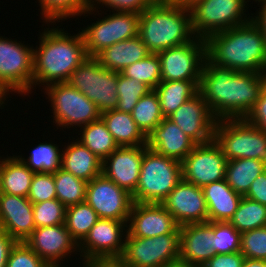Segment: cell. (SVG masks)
I'll list each match as a JSON object with an SVG mask.
<instances>
[{
    "label": "cell",
    "mask_w": 266,
    "mask_h": 267,
    "mask_svg": "<svg viewBox=\"0 0 266 267\" xmlns=\"http://www.w3.org/2000/svg\"><path fill=\"white\" fill-rule=\"evenodd\" d=\"M240 252L245 258L266 260V227L241 233Z\"/></svg>",
    "instance_id": "7bdbcfd3"
},
{
    "label": "cell",
    "mask_w": 266,
    "mask_h": 267,
    "mask_svg": "<svg viewBox=\"0 0 266 267\" xmlns=\"http://www.w3.org/2000/svg\"><path fill=\"white\" fill-rule=\"evenodd\" d=\"M202 189L208 209V221L229 222L243 196L236 193L225 179L205 185Z\"/></svg>",
    "instance_id": "484cf974"
},
{
    "label": "cell",
    "mask_w": 266,
    "mask_h": 267,
    "mask_svg": "<svg viewBox=\"0 0 266 267\" xmlns=\"http://www.w3.org/2000/svg\"><path fill=\"white\" fill-rule=\"evenodd\" d=\"M138 128L147 137L164 119L160 102L155 90L141 97L131 112Z\"/></svg>",
    "instance_id": "d6a6232c"
},
{
    "label": "cell",
    "mask_w": 266,
    "mask_h": 267,
    "mask_svg": "<svg viewBox=\"0 0 266 267\" xmlns=\"http://www.w3.org/2000/svg\"><path fill=\"white\" fill-rule=\"evenodd\" d=\"M180 234H163L150 238L125 237L121 267H178Z\"/></svg>",
    "instance_id": "52a82bcc"
},
{
    "label": "cell",
    "mask_w": 266,
    "mask_h": 267,
    "mask_svg": "<svg viewBox=\"0 0 266 267\" xmlns=\"http://www.w3.org/2000/svg\"><path fill=\"white\" fill-rule=\"evenodd\" d=\"M41 142L29 154V157L18 155L27 167L34 173H55L61 168V153L59 145L50 142Z\"/></svg>",
    "instance_id": "d590c367"
},
{
    "label": "cell",
    "mask_w": 266,
    "mask_h": 267,
    "mask_svg": "<svg viewBox=\"0 0 266 267\" xmlns=\"http://www.w3.org/2000/svg\"><path fill=\"white\" fill-rule=\"evenodd\" d=\"M41 19L49 27L50 23L82 16L89 7V0H38ZM49 24V25H48Z\"/></svg>",
    "instance_id": "836d02e7"
},
{
    "label": "cell",
    "mask_w": 266,
    "mask_h": 267,
    "mask_svg": "<svg viewBox=\"0 0 266 267\" xmlns=\"http://www.w3.org/2000/svg\"><path fill=\"white\" fill-rule=\"evenodd\" d=\"M266 73L239 72L205 59L199 93L217 120L241 119L258 101Z\"/></svg>",
    "instance_id": "6da1fadb"
},
{
    "label": "cell",
    "mask_w": 266,
    "mask_h": 267,
    "mask_svg": "<svg viewBox=\"0 0 266 267\" xmlns=\"http://www.w3.org/2000/svg\"><path fill=\"white\" fill-rule=\"evenodd\" d=\"M212 234L215 254L240 252L241 233L229 222H212Z\"/></svg>",
    "instance_id": "60d3db41"
},
{
    "label": "cell",
    "mask_w": 266,
    "mask_h": 267,
    "mask_svg": "<svg viewBox=\"0 0 266 267\" xmlns=\"http://www.w3.org/2000/svg\"><path fill=\"white\" fill-rule=\"evenodd\" d=\"M196 143L174 122L164 118L147 136V147L155 152L182 162Z\"/></svg>",
    "instance_id": "cb8c5ba5"
},
{
    "label": "cell",
    "mask_w": 266,
    "mask_h": 267,
    "mask_svg": "<svg viewBox=\"0 0 266 267\" xmlns=\"http://www.w3.org/2000/svg\"><path fill=\"white\" fill-rule=\"evenodd\" d=\"M143 156L144 146L118 147L102 161V174L132 195L139 181Z\"/></svg>",
    "instance_id": "44dd1931"
},
{
    "label": "cell",
    "mask_w": 266,
    "mask_h": 267,
    "mask_svg": "<svg viewBox=\"0 0 266 267\" xmlns=\"http://www.w3.org/2000/svg\"><path fill=\"white\" fill-rule=\"evenodd\" d=\"M229 223L240 233L266 227V205L243 196Z\"/></svg>",
    "instance_id": "8d00e7d4"
},
{
    "label": "cell",
    "mask_w": 266,
    "mask_h": 267,
    "mask_svg": "<svg viewBox=\"0 0 266 267\" xmlns=\"http://www.w3.org/2000/svg\"><path fill=\"white\" fill-rule=\"evenodd\" d=\"M16 240L0 229V267H6L10 251L16 244Z\"/></svg>",
    "instance_id": "f907efd6"
},
{
    "label": "cell",
    "mask_w": 266,
    "mask_h": 267,
    "mask_svg": "<svg viewBox=\"0 0 266 267\" xmlns=\"http://www.w3.org/2000/svg\"><path fill=\"white\" fill-rule=\"evenodd\" d=\"M35 227L56 226L65 223L66 207L56 198L33 203Z\"/></svg>",
    "instance_id": "b9f144b4"
},
{
    "label": "cell",
    "mask_w": 266,
    "mask_h": 267,
    "mask_svg": "<svg viewBox=\"0 0 266 267\" xmlns=\"http://www.w3.org/2000/svg\"><path fill=\"white\" fill-rule=\"evenodd\" d=\"M67 82L91 100L101 113L118 106V72L102 67L95 57L86 58Z\"/></svg>",
    "instance_id": "30bf717a"
},
{
    "label": "cell",
    "mask_w": 266,
    "mask_h": 267,
    "mask_svg": "<svg viewBox=\"0 0 266 267\" xmlns=\"http://www.w3.org/2000/svg\"><path fill=\"white\" fill-rule=\"evenodd\" d=\"M54 175L57 199L65 206L85 202L87 182L59 168Z\"/></svg>",
    "instance_id": "74e56055"
},
{
    "label": "cell",
    "mask_w": 266,
    "mask_h": 267,
    "mask_svg": "<svg viewBox=\"0 0 266 267\" xmlns=\"http://www.w3.org/2000/svg\"><path fill=\"white\" fill-rule=\"evenodd\" d=\"M162 81H200L206 59L205 39L196 37L185 44L157 53Z\"/></svg>",
    "instance_id": "5bb4252c"
},
{
    "label": "cell",
    "mask_w": 266,
    "mask_h": 267,
    "mask_svg": "<svg viewBox=\"0 0 266 267\" xmlns=\"http://www.w3.org/2000/svg\"><path fill=\"white\" fill-rule=\"evenodd\" d=\"M138 36L150 53L190 42L196 36L190 9L157 0L140 14Z\"/></svg>",
    "instance_id": "277c9868"
},
{
    "label": "cell",
    "mask_w": 266,
    "mask_h": 267,
    "mask_svg": "<svg viewBox=\"0 0 266 267\" xmlns=\"http://www.w3.org/2000/svg\"><path fill=\"white\" fill-rule=\"evenodd\" d=\"M244 119L266 133V82L262 87L258 101Z\"/></svg>",
    "instance_id": "7dc6e473"
},
{
    "label": "cell",
    "mask_w": 266,
    "mask_h": 267,
    "mask_svg": "<svg viewBox=\"0 0 266 267\" xmlns=\"http://www.w3.org/2000/svg\"><path fill=\"white\" fill-rule=\"evenodd\" d=\"M61 168L77 178L90 182L102 174V161L76 139L68 142L62 149Z\"/></svg>",
    "instance_id": "d4e9b609"
},
{
    "label": "cell",
    "mask_w": 266,
    "mask_h": 267,
    "mask_svg": "<svg viewBox=\"0 0 266 267\" xmlns=\"http://www.w3.org/2000/svg\"><path fill=\"white\" fill-rule=\"evenodd\" d=\"M247 2L249 1L201 0L197 2L190 8L195 36L206 39L214 33L248 23L252 16L245 13Z\"/></svg>",
    "instance_id": "ba28073f"
},
{
    "label": "cell",
    "mask_w": 266,
    "mask_h": 267,
    "mask_svg": "<svg viewBox=\"0 0 266 267\" xmlns=\"http://www.w3.org/2000/svg\"><path fill=\"white\" fill-rule=\"evenodd\" d=\"M127 233L133 237L150 238L180 234V226L161 203L134 202L127 221Z\"/></svg>",
    "instance_id": "ac0fdd59"
},
{
    "label": "cell",
    "mask_w": 266,
    "mask_h": 267,
    "mask_svg": "<svg viewBox=\"0 0 266 267\" xmlns=\"http://www.w3.org/2000/svg\"><path fill=\"white\" fill-rule=\"evenodd\" d=\"M46 29L40 33L39 46L34 49L32 89L39 84L44 89L67 82L71 73L88 58L80 30L70 36L59 26Z\"/></svg>",
    "instance_id": "3957f363"
},
{
    "label": "cell",
    "mask_w": 266,
    "mask_h": 267,
    "mask_svg": "<svg viewBox=\"0 0 266 267\" xmlns=\"http://www.w3.org/2000/svg\"><path fill=\"white\" fill-rule=\"evenodd\" d=\"M182 180V163L144 145L140 176L133 202L162 203Z\"/></svg>",
    "instance_id": "5b68a950"
},
{
    "label": "cell",
    "mask_w": 266,
    "mask_h": 267,
    "mask_svg": "<svg viewBox=\"0 0 266 267\" xmlns=\"http://www.w3.org/2000/svg\"><path fill=\"white\" fill-rule=\"evenodd\" d=\"M200 81H161L154 89L158 95L164 118L171 116L183 103L199 91Z\"/></svg>",
    "instance_id": "f546056e"
},
{
    "label": "cell",
    "mask_w": 266,
    "mask_h": 267,
    "mask_svg": "<svg viewBox=\"0 0 266 267\" xmlns=\"http://www.w3.org/2000/svg\"><path fill=\"white\" fill-rule=\"evenodd\" d=\"M0 36V84L10 93H32L34 46Z\"/></svg>",
    "instance_id": "8fae6325"
},
{
    "label": "cell",
    "mask_w": 266,
    "mask_h": 267,
    "mask_svg": "<svg viewBox=\"0 0 266 267\" xmlns=\"http://www.w3.org/2000/svg\"><path fill=\"white\" fill-rule=\"evenodd\" d=\"M168 119L196 144L213 140L217 119L199 92L183 103Z\"/></svg>",
    "instance_id": "d6986e66"
},
{
    "label": "cell",
    "mask_w": 266,
    "mask_h": 267,
    "mask_svg": "<svg viewBox=\"0 0 266 267\" xmlns=\"http://www.w3.org/2000/svg\"><path fill=\"white\" fill-rule=\"evenodd\" d=\"M156 1L157 0H89V7L83 14L84 16L87 13L88 15L94 14V12L98 10L100 4L101 6L105 5L106 8H110L114 12H132L141 14Z\"/></svg>",
    "instance_id": "ee69618b"
},
{
    "label": "cell",
    "mask_w": 266,
    "mask_h": 267,
    "mask_svg": "<svg viewBox=\"0 0 266 267\" xmlns=\"http://www.w3.org/2000/svg\"><path fill=\"white\" fill-rule=\"evenodd\" d=\"M149 54L141 38L136 36L104 48L95 58L102 67L121 73L126 66L142 60Z\"/></svg>",
    "instance_id": "4316f807"
},
{
    "label": "cell",
    "mask_w": 266,
    "mask_h": 267,
    "mask_svg": "<svg viewBox=\"0 0 266 267\" xmlns=\"http://www.w3.org/2000/svg\"><path fill=\"white\" fill-rule=\"evenodd\" d=\"M77 140L85 145L101 161L113 153L119 146L100 118L80 128Z\"/></svg>",
    "instance_id": "1f68e13d"
},
{
    "label": "cell",
    "mask_w": 266,
    "mask_h": 267,
    "mask_svg": "<svg viewBox=\"0 0 266 267\" xmlns=\"http://www.w3.org/2000/svg\"><path fill=\"white\" fill-rule=\"evenodd\" d=\"M126 234L127 221L99 218L79 244L80 260L117 262L123 254Z\"/></svg>",
    "instance_id": "7c38bea8"
},
{
    "label": "cell",
    "mask_w": 266,
    "mask_h": 267,
    "mask_svg": "<svg viewBox=\"0 0 266 267\" xmlns=\"http://www.w3.org/2000/svg\"><path fill=\"white\" fill-rule=\"evenodd\" d=\"M257 2H258V5L259 4L261 5L259 6L261 9L258 8L259 11L258 10L256 11V14H255L256 16L252 13L251 15H252V19L260 26V28L264 32L265 40H266V0H259Z\"/></svg>",
    "instance_id": "816d5d0a"
},
{
    "label": "cell",
    "mask_w": 266,
    "mask_h": 267,
    "mask_svg": "<svg viewBox=\"0 0 266 267\" xmlns=\"http://www.w3.org/2000/svg\"><path fill=\"white\" fill-rule=\"evenodd\" d=\"M35 228L33 203L28 197L0 193V229L22 242Z\"/></svg>",
    "instance_id": "603a6c76"
},
{
    "label": "cell",
    "mask_w": 266,
    "mask_h": 267,
    "mask_svg": "<svg viewBox=\"0 0 266 267\" xmlns=\"http://www.w3.org/2000/svg\"><path fill=\"white\" fill-rule=\"evenodd\" d=\"M140 14L114 12L81 29L88 57L104 48L138 36Z\"/></svg>",
    "instance_id": "4fadbf2b"
},
{
    "label": "cell",
    "mask_w": 266,
    "mask_h": 267,
    "mask_svg": "<svg viewBox=\"0 0 266 267\" xmlns=\"http://www.w3.org/2000/svg\"><path fill=\"white\" fill-rule=\"evenodd\" d=\"M245 197L266 205V171L255 179Z\"/></svg>",
    "instance_id": "681fc988"
},
{
    "label": "cell",
    "mask_w": 266,
    "mask_h": 267,
    "mask_svg": "<svg viewBox=\"0 0 266 267\" xmlns=\"http://www.w3.org/2000/svg\"><path fill=\"white\" fill-rule=\"evenodd\" d=\"M83 267H121L117 262H83Z\"/></svg>",
    "instance_id": "db71d44e"
},
{
    "label": "cell",
    "mask_w": 266,
    "mask_h": 267,
    "mask_svg": "<svg viewBox=\"0 0 266 267\" xmlns=\"http://www.w3.org/2000/svg\"><path fill=\"white\" fill-rule=\"evenodd\" d=\"M34 174L17 155L0 156V193L28 197Z\"/></svg>",
    "instance_id": "83f0119b"
},
{
    "label": "cell",
    "mask_w": 266,
    "mask_h": 267,
    "mask_svg": "<svg viewBox=\"0 0 266 267\" xmlns=\"http://www.w3.org/2000/svg\"><path fill=\"white\" fill-rule=\"evenodd\" d=\"M95 210L86 202L66 207L65 225L78 245L98 221Z\"/></svg>",
    "instance_id": "e575fe53"
},
{
    "label": "cell",
    "mask_w": 266,
    "mask_h": 267,
    "mask_svg": "<svg viewBox=\"0 0 266 267\" xmlns=\"http://www.w3.org/2000/svg\"><path fill=\"white\" fill-rule=\"evenodd\" d=\"M213 139L228 161L248 158L266 164V133L244 118L217 120Z\"/></svg>",
    "instance_id": "8992f818"
},
{
    "label": "cell",
    "mask_w": 266,
    "mask_h": 267,
    "mask_svg": "<svg viewBox=\"0 0 266 267\" xmlns=\"http://www.w3.org/2000/svg\"><path fill=\"white\" fill-rule=\"evenodd\" d=\"M24 242L50 267H65L61 266L60 261L70 258L75 251V255L79 252V245L72 238L65 223L37 227Z\"/></svg>",
    "instance_id": "e0dca14e"
},
{
    "label": "cell",
    "mask_w": 266,
    "mask_h": 267,
    "mask_svg": "<svg viewBox=\"0 0 266 267\" xmlns=\"http://www.w3.org/2000/svg\"><path fill=\"white\" fill-rule=\"evenodd\" d=\"M266 164L257 159L240 158L227 161L225 180L238 194L245 196L251 184L263 172Z\"/></svg>",
    "instance_id": "4dcf8cb0"
},
{
    "label": "cell",
    "mask_w": 266,
    "mask_h": 267,
    "mask_svg": "<svg viewBox=\"0 0 266 267\" xmlns=\"http://www.w3.org/2000/svg\"><path fill=\"white\" fill-rule=\"evenodd\" d=\"M9 93L3 88V86L0 84V109H4V105L6 104L5 101L7 100ZM7 97V98H6ZM3 107V108H2Z\"/></svg>",
    "instance_id": "9f6ffc18"
},
{
    "label": "cell",
    "mask_w": 266,
    "mask_h": 267,
    "mask_svg": "<svg viewBox=\"0 0 266 267\" xmlns=\"http://www.w3.org/2000/svg\"><path fill=\"white\" fill-rule=\"evenodd\" d=\"M55 181L53 173H35L28 193L32 203L56 199Z\"/></svg>",
    "instance_id": "f6af8a7d"
},
{
    "label": "cell",
    "mask_w": 266,
    "mask_h": 267,
    "mask_svg": "<svg viewBox=\"0 0 266 267\" xmlns=\"http://www.w3.org/2000/svg\"><path fill=\"white\" fill-rule=\"evenodd\" d=\"M173 4H176L178 6L190 9L193 7L197 2H200L201 0H164Z\"/></svg>",
    "instance_id": "11a10c76"
},
{
    "label": "cell",
    "mask_w": 266,
    "mask_h": 267,
    "mask_svg": "<svg viewBox=\"0 0 266 267\" xmlns=\"http://www.w3.org/2000/svg\"><path fill=\"white\" fill-rule=\"evenodd\" d=\"M45 93L51 103L52 119L57 130L58 127L62 130L73 126L81 128L101 117L98 107L68 82L48 85Z\"/></svg>",
    "instance_id": "9c48e42d"
},
{
    "label": "cell",
    "mask_w": 266,
    "mask_h": 267,
    "mask_svg": "<svg viewBox=\"0 0 266 267\" xmlns=\"http://www.w3.org/2000/svg\"><path fill=\"white\" fill-rule=\"evenodd\" d=\"M179 226L208 222L203 189L183 179L161 203Z\"/></svg>",
    "instance_id": "ffe728a7"
},
{
    "label": "cell",
    "mask_w": 266,
    "mask_h": 267,
    "mask_svg": "<svg viewBox=\"0 0 266 267\" xmlns=\"http://www.w3.org/2000/svg\"><path fill=\"white\" fill-rule=\"evenodd\" d=\"M100 118L119 147L147 145V137L138 128L131 113L114 109L102 112Z\"/></svg>",
    "instance_id": "f1b7e54d"
},
{
    "label": "cell",
    "mask_w": 266,
    "mask_h": 267,
    "mask_svg": "<svg viewBox=\"0 0 266 267\" xmlns=\"http://www.w3.org/2000/svg\"><path fill=\"white\" fill-rule=\"evenodd\" d=\"M206 59L239 72L266 73V40L260 26L248 23L214 33L205 39Z\"/></svg>",
    "instance_id": "7a4b0ae2"
},
{
    "label": "cell",
    "mask_w": 266,
    "mask_h": 267,
    "mask_svg": "<svg viewBox=\"0 0 266 267\" xmlns=\"http://www.w3.org/2000/svg\"><path fill=\"white\" fill-rule=\"evenodd\" d=\"M242 267H266V260L245 258Z\"/></svg>",
    "instance_id": "f5cc1de1"
},
{
    "label": "cell",
    "mask_w": 266,
    "mask_h": 267,
    "mask_svg": "<svg viewBox=\"0 0 266 267\" xmlns=\"http://www.w3.org/2000/svg\"><path fill=\"white\" fill-rule=\"evenodd\" d=\"M150 90L146 84L118 73L117 94L119 100L116 109L131 113L139 99Z\"/></svg>",
    "instance_id": "ab89813d"
},
{
    "label": "cell",
    "mask_w": 266,
    "mask_h": 267,
    "mask_svg": "<svg viewBox=\"0 0 266 267\" xmlns=\"http://www.w3.org/2000/svg\"><path fill=\"white\" fill-rule=\"evenodd\" d=\"M6 267H50L24 241L16 242L10 251Z\"/></svg>",
    "instance_id": "bcb514c9"
},
{
    "label": "cell",
    "mask_w": 266,
    "mask_h": 267,
    "mask_svg": "<svg viewBox=\"0 0 266 267\" xmlns=\"http://www.w3.org/2000/svg\"><path fill=\"white\" fill-rule=\"evenodd\" d=\"M212 222L180 226L179 266L202 267L213 251Z\"/></svg>",
    "instance_id": "7402d4cb"
},
{
    "label": "cell",
    "mask_w": 266,
    "mask_h": 267,
    "mask_svg": "<svg viewBox=\"0 0 266 267\" xmlns=\"http://www.w3.org/2000/svg\"><path fill=\"white\" fill-rule=\"evenodd\" d=\"M244 259L241 252L214 254L202 267H242Z\"/></svg>",
    "instance_id": "c3c4849f"
},
{
    "label": "cell",
    "mask_w": 266,
    "mask_h": 267,
    "mask_svg": "<svg viewBox=\"0 0 266 267\" xmlns=\"http://www.w3.org/2000/svg\"><path fill=\"white\" fill-rule=\"evenodd\" d=\"M85 202L99 218L128 221L133 205L132 195L103 174L87 182Z\"/></svg>",
    "instance_id": "9a60e30c"
},
{
    "label": "cell",
    "mask_w": 266,
    "mask_h": 267,
    "mask_svg": "<svg viewBox=\"0 0 266 267\" xmlns=\"http://www.w3.org/2000/svg\"><path fill=\"white\" fill-rule=\"evenodd\" d=\"M227 159L214 139L196 144L181 162L182 179L200 188L225 179Z\"/></svg>",
    "instance_id": "2e32d148"
},
{
    "label": "cell",
    "mask_w": 266,
    "mask_h": 267,
    "mask_svg": "<svg viewBox=\"0 0 266 267\" xmlns=\"http://www.w3.org/2000/svg\"><path fill=\"white\" fill-rule=\"evenodd\" d=\"M121 74L155 89L161 80V63L157 54L150 53L140 61L126 66Z\"/></svg>",
    "instance_id": "f35d334b"
}]
</instances>
